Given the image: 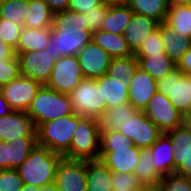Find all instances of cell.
Listing matches in <instances>:
<instances>
[{
  "label": "cell",
  "instance_id": "1",
  "mask_svg": "<svg viewBox=\"0 0 191 191\" xmlns=\"http://www.w3.org/2000/svg\"><path fill=\"white\" fill-rule=\"evenodd\" d=\"M85 15L69 9L53 14L49 40L55 61L61 56H77L92 41V32Z\"/></svg>",
  "mask_w": 191,
  "mask_h": 191
},
{
  "label": "cell",
  "instance_id": "2",
  "mask_svg": "<svg viewBox=\"0 0 191 191\" xmlns=\"http://www.w3.org/2000/svg\"><path fill=\"white\" fill-rule=\"evenodd\" d=\"M141 148L134 145L120 131L100 134L99 159L111 170L118 173L134 174Z\"/></svg>",
  "mask_w": 191,
  "mask_h": 191
},
{
  "label": "cell",
  "instance_id": "3",
  "mask_svg": "<svg viewBox=\"0 0 191 191\" xmlns=\"http://www.w3.org/2000/svg\"><path fill=\"white\" fill-rule=\"evenodd\" d=\"M62 158L63 155L37 144L17 170L24 184L42 187L55 181Z\"/></svg>",
  "mask_w": 191,
  "mask_h": 191
},
{
  "label": "cell",
  "instance_id": "4",
  "mask_svg": "<svg viewBox=\"0 0 191 191\" xmlns=\"http://www.w3.org/2000/svg\"><path fill=\"white\" fill-rule=\"evenodd\" d=\"M27 114L37 128L41 123L74 114L69 94L42 85L32 101Z\"/></svg>",
  "mask_w": 191,
  "mask_h": 191
},
{
  "label": "cell",
  "instance_id": "5",
  "mask_svg": "<svg viewBox=\"0 0 191 191\" xmlns=\"http://www.w3.org/2000/svg\"><path fill=\"white\" fill-rule=\"evenodd\" d=\"M77 125V114H69L41 123L36 128L37 144L64 155L70 149L73 132Z\"/></svg>",
  "mask_w": 191,
  "mask_h": 191
},
{
  "label": "cell",
  "instance_id": "6",
  "mask_svg": "<svg viewBox=\"0 0 191 191\" xmlns=\"http://www.w3.org/2000/svg\"><path fill=\"white\" fill-rule=\"evenodd\" d=\"M70 149L63 155L67 159L98 160L100 133L96 118L78 115V125L73 132Z\"/></svg>",
  "mask_w": 191,
  "mask_h": 191
},
{
  "label": "cell",
  "instance_id": "7",
  "mask_svg": "<svg viewBox=\"0 0 191 191\" xmlns=\"http://www.w3.org/2000/svg\"><path fill=\"white\" fill-rule=\"evenodd\" d=\"M73 113L84 117L98 118L106 111L101 104L100 85L96 79L84 78L69 94Z\"/></svg>",
  "mask_w": 191,
  "mask_h": 191
},
{
  "label": "cell",
  "instance_id": "8",
  "mask_svg": "<svg viewBox=\"0 0 191 191\" xmlns=\"http://www.w3.org/2000/svg\"><path fill=\"white\" fill-rule=\"evenodd\" d=\"M157 91L185 115L191 104V75L176 69L156 82Z\"/></svg>",
  "mask_w": 191,
  "mask_h": 191
},
{
  "label": "cell",
  "instance_id": "9",
  "mask_svg": "<svg viewBox=\"0 0 191 191\" xmlns=\"http://www.w3.org/2000/svg\"><path fill=\"white\" fill-rule=\"evenodd\" d=\"M162 132H168L184 123V115L171 103L170 99L156 91L143 111Z\"/></svg>",
  "mask_w": 191,
  "mask_h": 191
},
{
  "label": "cell",
  "instance_id": "10",
  "mask_svg": "<svg viewBox=\"0 0 191 191\" xmlns=\"http://www.w3.org/2000/svg\"><path fill=\"white\" fill-rule=\"evenodd\" d=\"M84 79L77 56H61L55 61L51 77L47 82L48 88L57 92L70 94Z\"/></svg>",
  "mask_w": 191,
  "mask_h": 191
},
{
  "label": "cell",
  "instance_id": "11",
  "mask_svg": "<svg viewBox=\"0 0 191 191\" xmlns=\"http://www.w3.org/2000/svg\"><path fill=\"white\" fill-rule=\"evenodd\" d=\"M20 62L22 76L32 78L42 85L49 81L55 64V59L48 45L42 51L16 53Z\"/></svg>",
  "mask_w": 191,
  "mask_h": 191
},
{
  "label": "cell",
  "instance_id": "12",
  "mask_svg": "<svg viewBox=\"0 0 191 191\" xmlns=\"http://www.w3.org/2000/svg\"><path fill=\"white\" fill-rule=\"evenodd\" d=\"M41 86L40 82L20 75L0 91L13 111L27 112Z\"/></svg>",
  "mask_w": 191,
  "mask_h": 191
},
{
  "label": "cell",
  "instance_id": "13",
  "mask_svg": "<svg viewBox=\"0 0 191 191\" xmlns=\"http://www.w3.org/2000/svg\"><path fill=\"white\" fill-rule=\"evenodd\" d=\"M119 131L141 149L151 147L162 134L143 111L134 113L131 118L123 123Z\"/></svg>",
  "mask_w": 191,
  "mask_h": 191
},
{
  "label": "cell",
  "instance_id": "14",
  "mask_svg": "<svg viewBox=\"0 0 191 191\" xmlns=\"http://www.w3.org/2000/svg\"><path fill=\"white\" fill-rule=\"evenodd\" d=\"M54 182L59 191H87L86 160L63 157Z\"/></svg>",
  "mask_w": 191,
  "mask_h": 191
},
{
  "label": "cell",
  "instance_id": "15",
  "mask_svg": "<svg viewBox=\"0 0 191 191\" xmlns=\"http://www.w3.org/2000/svg\"><path fill=\"white\" fill-rule=\"evenodd\" d=\"M84 78L98 79L107 74L112 57L93 41L77 54Z\"/></svg>",
  "mask_w": 191,
  "mask_h": 191
},
{
  "label": "cell",
  "instance_id": "16",
  "mask_svg": "<svg viewBox=\"0 0 191 191\" xmlns=\"http://www.w3.org/2000/svg\"><path fill=\"white\" fill-rule=\"evenodd\" d=\"M18 137H37L32 118L27 112L12 111L0 117V141H16Z\"/></svg>",
  "mask_w": 191,
  "mask_h": 191
},
{
  "label": "cell",
  "instance_id": "17",
  "mask_svg": "<svg viewBox=\"0 0 191 191\" xmlns=\"http://www.w3.org/2000/svg\"><path fill=\"white\" fill-rule=\"evenodd\" d=\"M165 134L175 148L173 155L175 172L184 175L191 166V128L183 123Z\"/></svg>",
  "mask_w": 191,
  "mask_h": 191
},
{
  "label": "cell",
  "instance_id": "18",
  "mask_svg": "<svg viewBox=\"0 0 191 191\" xmlns=\"http://www.w3.org/2000/svg\"><path fill=\"white\" fill-rule=\"evenodd\" d=\"M156 80L139 67L130 80L128 89L129 103L138 111H144L151 97L157 91Z\"/></svg>",
  "mask_w": 191,
  "mask_h": 191
},
{
  "label": "cell",
  "instance_id": "19",
  "mask_svg": "<svg viewBox=\"0 0 191 191\" xmlns=\"http://www.w3.org/2000/svg\"><path fill=\"white\" fill-rule=\"evenodd\" d=\"M158 22L147 16L134 13L123 32L130 51L135 54L144 41L153 33L158 26Z\"/></svg>",
  "mask_w": 191,
  "mask_h": 191
},
{
  "label": "cell",
  "instance_id": "20",
  "mask_svg": "<svg viewBox=\"0 0 191 191\" xmlns=\"http://www.w3.org/2000/svg\"><path fill=\"white\" fill-rule=\"evenodd\" d=\"M96 81L100 85L101 104H106V108L129 102L130 80H117L104 75Z\"/></svg>",
  "mask_w": 191,
  "mask_h": 191
},
{
  "label": "cell",
  "instance_id": "21",
  "mask_svg": "<svg viewBox=\"0 0 191 191\" xmlns=\"http://www.w3.org/2000/svg\"><path fill=\"white\" fill-rule=\"evenodd\" d=\"M148 149L153 157L154 168L162 177L175 173L173 158L175 148L165 133H162Z\"/></svg>",
  "mask_w": 191,
  "mask_h": 191
},
{
  "label": "cell",
  "instance_id": "22",
  "mask_svg": "<svg viewBox=\"0 0 191 191\" xmlns=\"http://www.w3.org/2000/svg\"><path fill=\"white\" fill-rule=\"evenodd\" d=\"M157 29L160 31L165 54L177 64L191 47V38L176 36L173 28L165 21L159 23Z\"/></svg>",
  "mask_w": 191,
  "mask_h": 191
},
{
  "label": "cell",
  "instance_id": "23",
  "mask_svg": "<svg viewBox=\"0 0 191 191\" xmlns=\"http://www.w3.org/2000/svg\"><path fill=\"white\" fill-rule=\"evenodd\" d=\"M138 110L131 103H123L118 106L107 108L101 114L98 120L99 133L109 131H119L123 123H125Z\"/></svg>",
  "mask_w": 191,
  "mask_h": 191
},
{
  "label": "cell",
  "instance_id": "24",
  "mask_svg": "<svg viewBox=\"0 0 191 191\" xmlns=\"http://www.w3.org/2000/svg\"><path fill=\"white\" fill-rule=\"evenodd\" d=\"M87 191H113L112 171L100 160H86Z\"/></svg>",
  "mask_w": 191,
  "mask_h": 191
},
{
  "label": "cell",
  "instance_id": "25",
  "mask_svg": "<svg viewBox=\"0 0 191 191\" xmlns=\"http://www.w3.org/2000/svg\"><path fill=\"white\" fill-rule=\"evenodd\" d=\"M92 41L103 48L112 58H124L134 55L122 34H111L98 30L92 32Z\"/></svg>",
  "mask_w": 191,
  "mask_h": 191
},
{
  "label": "cell",
  "instance_id": "26",
  "mask_svg": "<svg viewBox=\"0 0 191 191\" xmlns=\"http://www.w3.org/2000/svg\"><path fill=\"white\" fill-rule=\"evenodd\" d=\"M138 67L148 72L156 81L177 69V64L166 54H151L146 57H136Z\"/></svg>",
  "mask_w": 191,
  "mask_h": 191
},
{
  "label": "cell",
  "instance_id": "27",
  "mask_svg": "<svg viewBox=\"0 0 191 191\" xmlns=\"http://www.w3.org/2000/svg\"><path fill=\"white\" fill-rule=\"evenodd\" d=\"M51 31V27L46 29L23 27L15 49L16 53L44 50L49 44Z\"/></svg>",
  "mask_w": 191,
  "mask_h": 191
},
{
  "label": "cell",
  "instance_id": "28",
  "mask_svg": "<svg viewBox=\"0 0 191 191\" xmlns=\"http://www.w3.org/2000/svg\"><path fill=\"white\" fill-rule=\"evenodd\" d=\"M134 175L142 187H157L160 184L163 177L154 168L153 157L148 148L141 149Z\"/></svg>",
  "mask_w": 191,
  "mask_h": 191
},
{
  "label": "cell",
  "instance_id": "29",
  "mask_svg": "<svg viewBox=\"0 0 191 191\" xmlns=\"http://www.w3.org/2000/svg\"><path fill=\"white\" fill-rule=\"evenodd\" d=\"M133 12L127 4L108 6L100 30L111 34H122L127 27Z\"/></svg>",
  "mask_w": 191,
  "mask_h": 191
},
{
  "label": "cell",
  "instance_id": "30",
  "mask_svg": "<svg viewBox=\"0 0 191 191\" xmlns=\"http://www.w3.org/2000/svg\"><path fill=\"white\" fill-rule=\"evenodd\" d=\"M24 27L46 29L52 26L53 13L43 0H29Z\"/></svg>",
  "mask_w": 191,
  "mask_h": 191
},
{
  "label": "cell",
  "instance_id": "31",
  "mask_svg": "<svg viewBox=\"0 0 191 191\" xmlns=\"http://www.w3.org/2000/svg\"><path fill=\"white\" fill-rule=\"evenodd\" d=\"M126 4L132 12L152 18L158 23L166 20L169 11L166 0H127Z\"/></svg>",
  "mask_w": 191,
  "mask_h": 191
},
{
  "label": "cell",
  "instance_id": "32",
  "mask_svg": "<svg viewBox=\"0 0 191 191\" xmlns=\"http://www.w3.org/2000/svg\"><path fill=\"white\" fill-rule=\"evenodd\" d=\"M165 22L176 36L191 38V5L169 8Z\"/></svg>",
  "mask_w": 191,
  "mask_h": 191
},
{
  "label": "cell",
  "instance_id": "33",
  "mask_svg": "<svg viewBox=\"0 0 191 191\" xmlns=\"http://www.w3.org/2000/svg\"><path fill=\"white\" fill-rule=\"evenodd\" d=\"M29 0H2L0 18L24 27Z\"/></svg>",
  "mask_w": 191,
  "mask_h": 191
},
{
  "label": "cell",
  "instance_id": "34",
  "mask_svg": "<svg viewBox=\"0 0 191 191\" xmlns=\"http://www.w3.org/2000/svg\"><path fill=\"white\" fill-rule=\"evenodd\" d=\"M137 68L138 61L134 55L113 58L106 75L117 80H131Z\"/></svg>",
  "mask_w": 191,
  "mask_h": 191
},
{
  "label": "cell",
  "instance_id": "35",
  "mask_svg": "<svg viewBox=\"0 0 191 191\" xmlns=\"http://www.w3.org/2000/svg\"><path fill=\"white\" fill-rule=\"evenodd\" d=\"M12 154V168L17 169L30 155L37 145V137H18L16 141H10Z\"/></svg>",
  "mask_w": 191,
  "mask_h": 191
},
{
  "label": "cell",
  "instance_id": "36",
  "mask_svg": "<svg viewBox=\"0 0 191 191\" xmlns=\"http://www.w3.org/2000/svg\"><path fill=\"white\" fill-rule=\"evenodd\" d=\"M151 54H165L160 31L158 29L149 35V37L144 41L134 56L146 57Z\"/></svg>",
  "mask_w": 191,
  "mask_h": 191
},
{
  "label": "cell",
  "instance_id": "37",
  "mask_svg": "<svg viewBox=\"0 0 191 191\" xmlns=\"http://www.w3.org/2000/svg\"><path fill=\"white\" fill-rule=\"evenodd\" d=\"M22 26L0 18V41L17 48Z\"/></svg>",
  "mask_w": 191,
  "mask_h": 191
},
{
  "label": "cell",
  "instance_id": "38",
  "mask_svg": "<svg viewBox=\"0 0 191 191\" xmlns=\"http://www.w3.org/2000/svg\"><path fill=\"white\" fill-rule=\"evenodd\" d=\"M158 188L160 191H191V184L183 174L175 172L164 176Z\"/></svg>",
  "mask_w": 191,
  "mask_h": 191
},
{
  "label": "cell",
  "instance_id": "39",
  "mask_svg": "<svg viewBox=\"0 0 191 191\" xmlns=\"http://www.w3.org/2000/svg\"><path fill=\"white\" fill-rule=\"evenodd\" d=\"M23 185L17 169L7 168L0 171V191H20Z\"/></svg>",
  "mask_w": 191,
  "mask_h": 191
},
{
  "label": "cell",
  "instance_id": "40",
  "mask_svg": "<svg viewBox=\"0 0 191 191\" xmlns=\"http://www.w3.org/2000/svg\"><path fill=\"white\" fill-rule=\"evenodd\" d=\"M21 75L20 62L14 59L0 60V88Z\"/></svg>",
  "mask_w": 191,
  "mask_h": 191
},
{
  "label": "cell",
  "instance_id": "41",
  "mask_svg": "<svg viewBox=\"0 0 191 191\" xmlns=\"http://www.w3.org/2000/svg\"><path fill=\"white\" fill-rule=\"evenodd\" d=\"M113 190L118 189H141L142 186L132 173H118L112 171Z\"/></svg>",
  "mask_w": 191,
  "mask_h": 191
},
{
  "label": "cell",
  "instance_id": "42",
  "mask_svg": "<svg viewBox=\"0 0 191 191\" xmlns=\"http://www.w3.org/2000/svg\"><path fill=\"white\" fill-rule=\"evenodd\" d=\"M108 5L100 3L93 10L85 12V19L88 21L89 30L95 32L101 29L102 22L106 16Z\"/></svg>",
  "mask_w": 191,
  "mask_h": 191
},
{
  "label": "cell",
  "instance_id": "43",
  "mask_svg": "<svg viewBox=\"0 0 191 191\" xmlns=\"http://www.w3.org/2000/svg\"><path fill=\"white\" fill-rule=\"evenodd\" d=\"M100 3V0H70L68 9L84 14L85 12L93 10Z\"/></svg>",
  "mask_w": 191,
  "mask_h": 191
},
{
  "label": "cell",
  "instance_id": "44",
  "mask_svg": "<svg viewBox=\"0 0 191 191\" xmlns=\"http://www.w3.org/2000/svg\"><path fill=\"white\" fill-rule=\"evenodd\" d=\"M0 167L12 168L11 145L9 142L0 141Z\"/></svg>",
  "mask_w": 191,
  "mask_h": 191
},
{
  "label": "cell",
  "instance_id": "45",
  "mask_svg": "<svg viewBox=\"0 0 191 191\" xmlns=\"http://www.w3.org/2000/svg\"><path fill=\"white\" fill-rule=\"evenodd\" d=\"M177 69L185 75H191V47L177 63Z\"/></svg>",
  "mask_w": 191,
  "mask_h": 191
},
{
  "label": "cell",
  "instance_id": "46",
  "mask_svg": "<svg viewBox=\"0 0 191 191\" xmlns=\"http://www.w3.org/2000/svg\"><path fill=\"white\" fill-rule=\"evenodd\" d=\"M50 8L53 14L63 12L68 9L70 0H43Z\"/></svg>",
  "mask_w": 191,
  "mask_h": 191
},
{
  "label": "cell",
  "instance_id": "47",
  "mask_svg": "<svg viewBox=\"0 0 191 191\" xmlns=\"http://www.w3.org/2000/svg\"><path fill=\"white\" fill-rule=\"evenodd\" d=\"M17 56L15 48L0 41V60L14 59Z\"/></svg>",
  "mask_w": 191,
  "mask_h": 191
},
{
  "label": "cell",
  "instance_id": "48",
  "mask_svg": "<svg viewBox=\"0 0 191 191\" xmlns=\"http://www.w3.org/2000/svg\"><path fill=\"white\" fill-rule=\"evenodd\" d=\"M13 110L11 109L10 105L7 103L5 98L2 95V92L0 91V117L6 116Z\"/></svg>",
  "mask_w": 191,
  "mask_h": 191
},
{
  "label": "cell",
  "instance_id": "49",
  "mask_svg": "<svg viewBox=\"0 0 191 191\" xmlns=\"http://www.w3.org/2000/svg\"><path fill=\"white\" fill-rule=\"evenodd\" d=\"M168 7L191 5V0H166Z\"/></svg>",
  "mask_w": 191,
  "mask_h": 191
},
{
  "label": "cell",
  "instance_id": "50",
  "mask_svg": "<svg viewBox=\"0 0 191 191\" xmlns=\"http://www.w3.org/2000/svg\"><path fill=\"white\" fill-rule=\"evenodd\" d=\"M101 3L108 6L123 5L126 4L127 0H100Z\"/></svg>",
  "mask_w": 191,
  "mask_h": 191
},
{
  "label": "cell",
  "instance_id": "51",
  "mask_svg": "<svg viewBox=\"0 0 191 191\" xmlns=\"http://www.w3.org/2000/svg\"><path fill=\"white\" fill-rule=\"evenodd\" d=\"M38 191H59L55 182L49 183L42 187H38Z\"/></svg>",
  "mask_w": 191,
  "mask_h": 191
},
{
  "label": "cell",
  "instance_id": "52",
  "mask_svg": "<svg viewBox=\"0 0 191 191\" xmlns=\"http://www.w3.org/2000/svg\"><path fill=\"white\" fill-rule=\"evenodd\" d=\"M184 123H186L191 128V104L188 111L184 115Z\"/></svg>",
  "mask_w": 191,
  "mask_h": 191
},
{
  "label": "cell",
  "instance_id": "53",
  "mask_svg": "<svg viewBox=\"0 0 191 191\" xmlns=\"http://www.w3.org/2000/svg\"><path fill=\"white\" fill-rule=\"evenodd\" d=\"M20 191H38V187L24 184Z\"/></svg>",
  "mask_w": 191,
  "mask_h": 191
},
{
  "label": "cell",
  "instance_id": "54",
  "mask_svg": "<svg viewBox=\"0 0 191 191\" xmlns=\"http://www.w3.org/2000/svg\"><path fill=\"white\" fill-rule=\"evenodd\" d=\"M140 191H160V190L157 186V187H142Z\"/></svg>",
  "mask_w": 191,
  "mask_h": 191
},
{
  "label": "cell",
  "instance_id": "55",
  "mask_svg": "<svg viewBox=\"0 0 191 191\" xmlns=\"http://www.w3.org/2000/svg\"><path fill=\"white\" fill-rule=\"evenodd\" d=\"M184 176L186 177V179L191 184V166H189V170L184 174Z\"/></svg>",
  "mask_w": 191,
  "mask_h": 191
},
{
  "label": "cell",
  "instance_id": "56",
  "mask_svg": "<svg viewBox=\"0 0 191 191\" xmlns=\"http://www.w3.org/2000/svg\"><path fill=\"white\" fill-rule=\"evenodd\" d=\"M113 191H140V189H118V190H113Z\"/></svg>",
  "mask_w": 191,
  "mask_h": 191
}]
</instances>
